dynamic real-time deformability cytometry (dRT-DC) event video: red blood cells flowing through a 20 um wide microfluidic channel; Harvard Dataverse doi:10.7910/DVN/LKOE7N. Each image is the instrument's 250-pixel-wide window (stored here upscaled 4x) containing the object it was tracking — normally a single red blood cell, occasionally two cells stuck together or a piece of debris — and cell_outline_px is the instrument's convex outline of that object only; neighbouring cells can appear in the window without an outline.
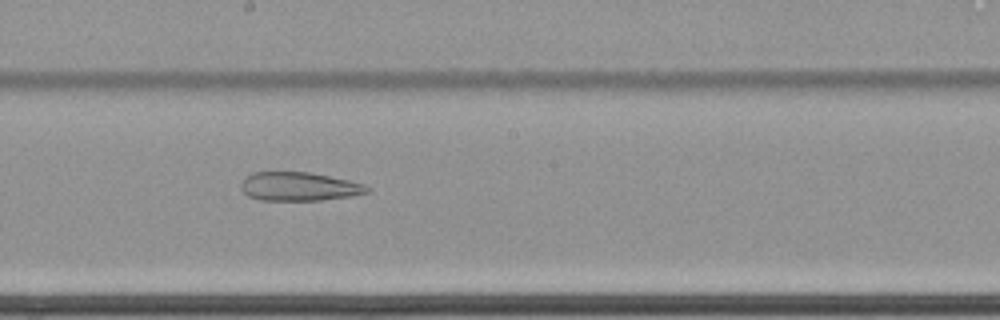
{"species": "common noctule bat (a hibernating species)", "species_latin": "Nyctalus noctula", "temperature_condition": "cold", "stored_images_in_passage": 45, "camera_frame_rate_fps": 3000, "um_per_image_px": 0.085, "animal": {"sex": "female", "body_mass_g": 22.7, "forearm_length_mm": 54.2}, "frame": {"image": 1, "passage_image": 19, "time_ms": 6.0, "image_size_px": [1000, 320], "cell_outline_px": [[372, 192], [352, 196], [320, 200], [260, 200], [248, 196], [240, 188], [240, 184], [244, 176], [252, 172], [308, 172], [348, 180], [364, 184], [372, 188]], "centroid_in_image_um": [25.42, 15.85], "position_along_channel_um": 222.8, "area_um2": 21.27}}
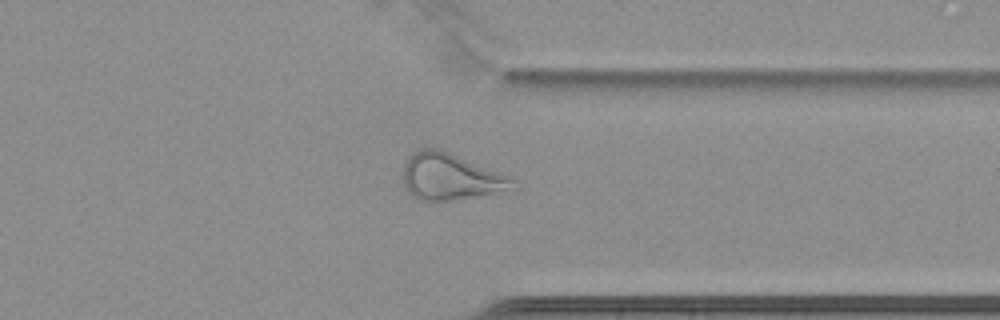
{"frame": {"image": 2, "passage_image": 32, "time_ms": 10.333, "image_size_px": [1000, 320], "cell_outline_px": [[520, 188], [516, 192], [448, 200], [416, 200], [408, 192], [404, 184], [404, 164], [408, 156], [424, 148], [432, 148], [448, 152], [512, 176], [516, 180]], "centroid_in_image_um": [38.44, 15.07], "position_along_channel_um": 373.0, "area_um2": 30.4}}
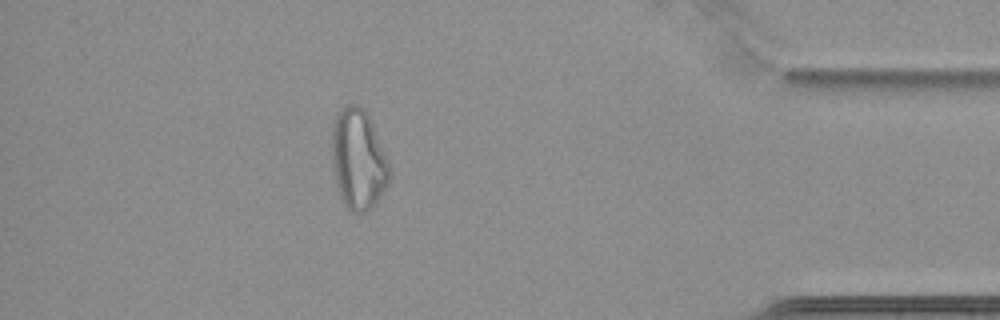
{"frame": {"image": 3, "passage_image": 38, "time_ms": 12.333, "image_size_px": [1000, 320], "cell_outline_px": [[392, 176], [388, 184], [372, 208], [364, 212], [352, 212], [344, 208], [336, 184], [332, 160], [332, 124], [336, 116], [344, 104], [360, 104], [368, 112], [388, 160]], "centroid_in_image_um": [30.46, 13.54], "position_along_channel_um": 404.7, "area_um2": 34.22}, "authors_computed_cell_mechanics": {"area_um2": 28.5532, "velocity_mm_per_s": 3.4733, "shape_relaxation_time_tau1_ms": null, "shape_relaxation_time_tau2_ms": 5.7126, "deformation_change_tau1": null, "deformation_change_tau2": 0.1734}}